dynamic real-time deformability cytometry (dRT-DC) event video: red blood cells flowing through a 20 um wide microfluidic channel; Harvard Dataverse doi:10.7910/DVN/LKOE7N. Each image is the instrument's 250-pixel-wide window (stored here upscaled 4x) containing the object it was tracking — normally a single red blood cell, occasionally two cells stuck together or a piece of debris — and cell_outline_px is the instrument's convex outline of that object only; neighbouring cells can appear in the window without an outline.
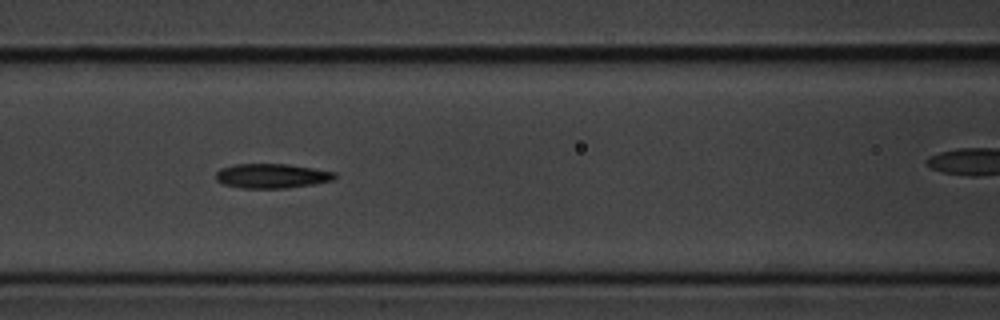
{"species": "common noctule bat (a hibernating species)", "species_latin": "Nyctalus noctula", "temperature_condition": "cold", "stored_images_in_passage": 14, "camera_frame_rate_fps": 3000, "um_per_image_px": 0.085, "animal": {"sex": "male", "body_mass_g": 20.1, "forearm_length_mm": 53.5}, "frame": {"image": 1, "passage_image": 5, "time_ms": 1.333, "image_size_px": [1000, 320], "cell_outline_px": [[336, 176], [332, 180], [312, 184], [284, 188], [240, 188], [224, 184], [216, 180], [216, 172], [220, 168], [232, 164], [288, 164], [336, 172]], "centroid_in_image_um": [23.06, 14.94], "position_along_channel_um": 143.5, "area_um2": 16.94}}
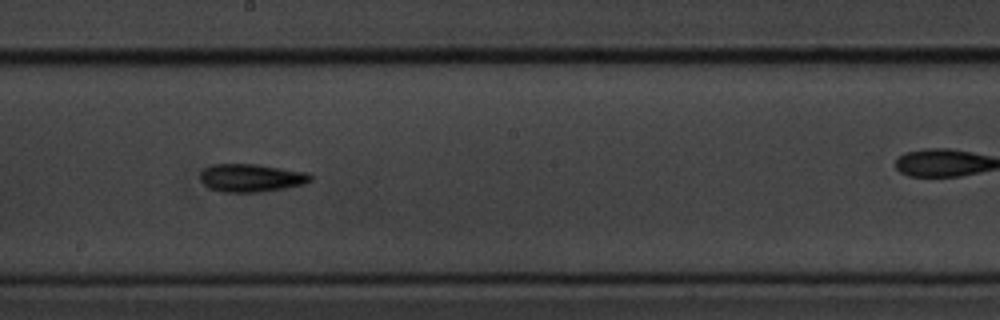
{"frame": {"image": 2, "passage_image": 7, "time_ms": 2.0, "image_size_px": [1000, 320], "cell_outline_px": [[312, 180], [304, 184], [284, 188], [260, 192], [220, 192], [208, 188], [200, 180], [200, 172], [204, 168], [212, 164], [256, 164], [308, 172], [312, 176]], "centroid_in_image_um": [21.33, 15.12], "position_along_channel_um": 226.9, "area_um2": 18.15}}